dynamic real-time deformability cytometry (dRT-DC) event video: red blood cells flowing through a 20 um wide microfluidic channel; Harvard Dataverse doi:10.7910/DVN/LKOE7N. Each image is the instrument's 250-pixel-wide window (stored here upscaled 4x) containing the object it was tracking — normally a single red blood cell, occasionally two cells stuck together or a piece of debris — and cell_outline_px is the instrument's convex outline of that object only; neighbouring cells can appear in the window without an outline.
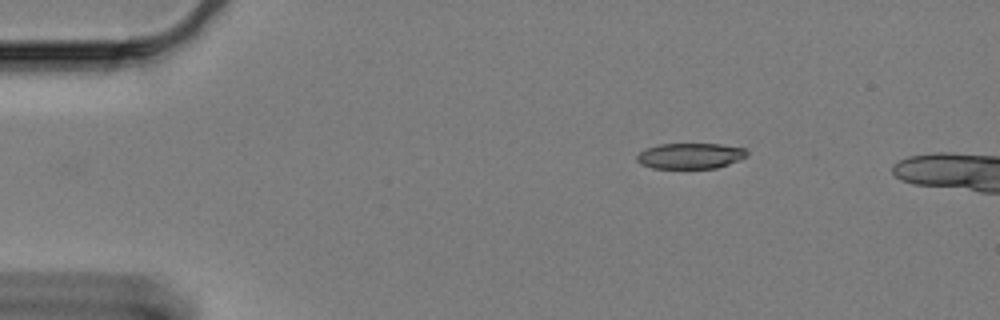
{"species": "Egyptian fruit bat (a non-hibernating species)", "species_latin": "Rousettus aegyptiacus", "temperature_condition": "cold", "stored_images_in_passage": 15, "camera_frame_rate_fps": 3000, "um_per_image_px": 0.085, "animal": {"sex": "female"}, "frame": {"image": 1, "passage_image": 9, "time_ms": 2.667, "image_size_px": [1000, 320], "cell_outline_px": [[748, 156], [740, 160], [716, 168], [652, 168], [640, 164], [636, 160], [636, 156], [644, 148], [660, 144], [720, 144], [744, 148], [748, 152]], "centroid_in_image_um": [58.66, 13.25], "position_along_channel_um": 26.3, "area_um2": 16.59}}